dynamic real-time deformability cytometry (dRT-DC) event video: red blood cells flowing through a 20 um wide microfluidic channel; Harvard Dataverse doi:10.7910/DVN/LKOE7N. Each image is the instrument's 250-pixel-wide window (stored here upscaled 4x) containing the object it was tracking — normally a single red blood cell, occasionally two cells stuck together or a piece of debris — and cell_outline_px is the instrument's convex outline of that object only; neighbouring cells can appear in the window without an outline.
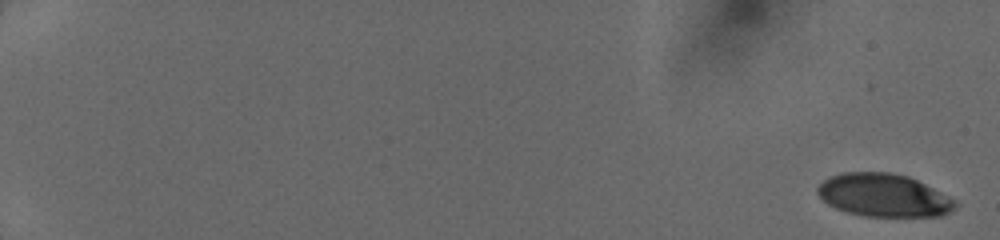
{"species": "human", "species_latin": "Homo sapiens", "temperature_condition": "cold", "stored_images_in_passage": 19, "camera_frame_rate_fps": 3000, "um_per_image_px": 0.085, "donor": {"sex": "female"}, "frame": {"image": 1, "passage_image": 1, "time_ms": 0.0, "image_size_px": [1000, 240], "cell_outline_px": [[960, 204], [956, 208], [940, 216], [860, 216], [844, 212], [828, 204], [816, 192], [816, 188], [824, 180], [832, 176], [844, 172], [888, 172], [908, 176], [956, 200]], "centroid_in_image_um": [75.11, 16.61], "position_along_channel_um": 9.9, "area_um2": 34.39}}
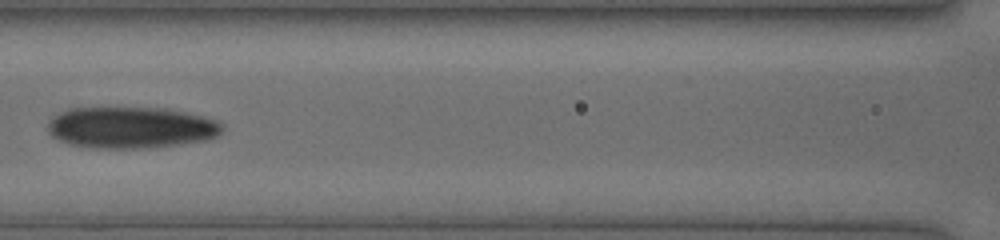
{"frame": {"image": 2, "passage_image": 14, "time_ms": 8.667, "image_size_px": [1000, 240], "cell_outline_px": [[224, 128], [216, 136], [204, 140], [180, 144], [148, 148], [88, 148], [68, 144], [52, 136], [48, 132], [48, 124], [60, 112], [68, 108], [164, 108], [204, 116], [216, 120], [224, 124]], "centroid_in_image_um": [11.14, 10.85], "position_along_channel_um": 155.5, "area_um2": 42.14}}
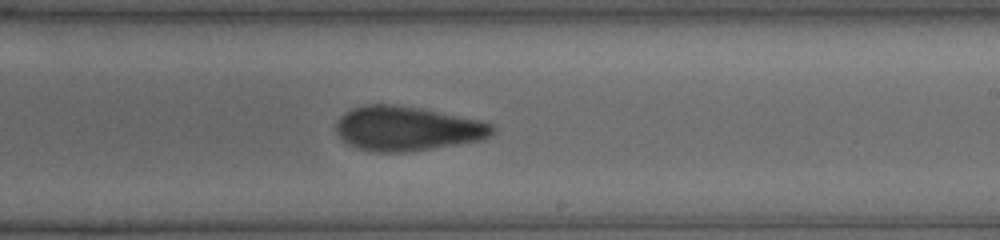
{"frame": {"image": 3, "passage_image": 19, "time_ms": 11.0, "image_size_px": [1000, 240], "cell_outline_px": [[496, 132], [484, 140], [408, 152], [372, 152], [348, 144], [336, 132], [336, 124], [340, 116], [344, 112], [352, 108], [364, 104], [392, 104], [420, 108], [480, 120], [492, 124], [496, 128]], "centroid_in_image_um": [34.63, 10.93], "position_along_channel_um": 254.4, "area_um2": 40.69}}